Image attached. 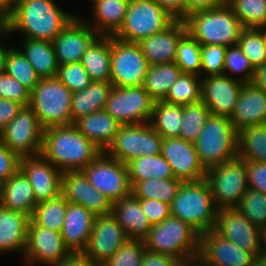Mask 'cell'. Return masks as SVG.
I'll list each match as a JSON object with an SVG mask.
<instances>
[{"label":"cell","mask_w":266,"mask_h":266,"mask_svg":"<svg viewBox=\"0 0 266 266\" xmlns=\"http://www.w3.org/2000/svg\"><path fill=\"white\" fill-rule=\"evenodd\" d=\"M73 17L53 0H17L4 28L8 33L23 32L26 39L52 42Z\"/></svg>","instance_id":"cell-1"},{"label":"cell","mask_w":266,"mask_h":266,"mask_svg":"<svg viewBox=\"0 0 266 266\" xmlns=\"http://www.w3.org/2000/svg\"><path fill=\"white\" fill-rule=\"evenodd\" d=\"M101 153L74 125L44 129L40 154L62 172L82 171Z\"/></svg>","instance_id":"cell-2"},{"label":"cell","mask_w":266,"mask_h":266,"mask_svg":"<svg viewBox=\"0 0 266 266\" xmlns=\"http://www.w3.org/2000/svg\"><path fill=\"white\" fill-rule=\"evenodd\" d=\"M184 22L187 32L201 45H235L244 29L227 3L192 12Z\"/></svg>","instance_id":"cell-3"},{"label":"cell","mask_w":266,"mask_h":266,"mask_svg":"<svg viewBox=\"0 0 266 266\" xmlns=\"http://www.w3.org/2000/svg\"><path fill=\"white\" fill-rule=\"evenodd\" d=\"M170 208L171 216L191 225L200 234L214 229L218 209L205 179L182 182Z\"/></svg>","instance_id":"cell-4"},{"label":"cell","mask_w":266,"mask_h":266,"mask_svg":"<svg viewBox=\"0 0 266 266\" xmlns=\"http://www.w3.org/2000/svg\"><path fill=\"white\" fill-rule=\"evenodd\" d=\"M143 241L146 250L172 256L180 262H188L199 255L200 233L173 216L152 225Z\"/></svg>","instance_id":"cell-5"},{"label":"cell","mask_w":266,"mask_h":266,"mask_svg":"<svg viewBox=\"0 0 266 266\" xmlns=\"http://www.w3.org/2000/svg\"><path fill=\"white\" fill-rule=\"evenodd\" d=\"M237 130L227 116L209 115L194 142L201 165L207 171L238 158Z\"/></svg>","instance_id":"cell-6"},{"label":"cell","mask_w":266,"mask_h":266,"mask_svg":"<svg viewBox=\"0 0 266 266\" xmlns=\"http://www.w3.org/2000/svg\"><path fill=\"white\" fill-rule=\"evenodd\" d=\"M72 92L57 78H40L30 93V104L41 126L73 125Z\"/></svg>","instance_id":"cell-7"},{"label":"cell","mask_w":266,"mask_h":266,"mask_svg":"<svg viewBox=\"0 0 266 266\" xmlns=\"http://www.w3.org/2000/svg\"><path fill=\"white\" fill-rule=\"evenodd\" d=\"M175 20L154 0H130L123 24L113 36L139 43L143 38L165 30Z\"/></svg>","instance_id":"cell-8"},{"label":"cell","mask_w":266,"mask_h":266,"mask_svg":"<svg viewBox=\"0 0 266 266\" xmlns=\"http://www.w3.org/2000/svg\"><path fill=\"white\" fill-rule=\"evenodd\" d=\"M205 180L218 210L235 208L249 189L245 161L239 158L208 169Z\"/></svg>","instance_id":"cell-9"},{"label":"cell","mask_w":266,"mask_h":266,"mask_svg":"<svg viewBox=\"0 0 266 266\" xmlns=\"http://www.w3.org/2000/svg\"><path fill=\"white\" fill-rule=\"evenodd\" d=\"M163 137L151 124L122 125L105 153L126 164L132 159L161 154Z\"/></svg>","instance_id":"cell-10"},{"label":"cell","mask_w":266,"mask_h":266,"mask_svg":"<svg viewBox=\"0 0 266 266\" xmlns=\"http://www.w3.org/2000/svg\"><path fill=\"white\" fill-rule=\"evenodd\" d=\"M149 68L141 46L111 36V76L113 87H134L144 84Z\"/></svg>","instance_id":"cell-11"},{"label":"cell","mask_w":266,"mask_h":266,"mask_svg":"<svg viewBox=\"0 0 266 266\" xmlns=\"http://www.w3.org/2000/svg\"><path fill=\"white\" fill-rule=\"evenodd\" d=\"M44 128L32 108L23 106L18 115L0 131V141L20 158L41 153Z\"/></svg>","instance_id":"cell-12"},{"label":"cell","mask_w":266,"mask_h":266,"mask_svg":"<svg viewBox=\"0 0 266 266\" xmlns=\"http://www.w3.org/2000/svg\"><path fill=\"white\" fill-rule=\"evenodd\" d=\"M155 100L143 85L113 87L105 110L122 125L150 122Z\"/></svg>","instance_id":"cell-13"},{"label":"cell","mask_w":266,"mask_h":266,"mask_svg":"<svg viewBox=\"0 0 266 266\" xmlns=\"http://www.w3.org/2000/svg\"><path fill=\"white\" fill-rule=\"evenodd\" d=\"M82 172L99 192L115 202L131 194L127 165L102 152Z\"/></svg>","instance_id":"cell-14"},{"label":"cell","mask_w":266,"mask_h":266,"mask_svg":"<svg viewBox=\"0 0 266 266\" xmlns=\"http://www.w3.org/2000/svg\"><path fill=\"white\" fill-rule=\"evenodd\" d=\"M213 230L240 249L261 256V229L236 208L219 209Z\"/></svg>","instance_id":"cell-15"},{"label":"cell","mask_w":266,"mask_h":266,"mask_svg":"<svg viewBox=\"0 0 266 266\" xmlns=\"http://www.w3.org/2000/svg\"><path fill=\"white\" fill-rule=\"evenodd\" d=\"M72 253L65 246L61 232L37 226L31 219L28 225L27 244L23 258L31 264L54 266Z\"/></svg>","instance_id":"cell-16"},{"label":"cell","mask_w":266,"mask_h":266,"mask_svg":"<svg viewBox=\"0 0 266 266\" xmlns=\"http://www.w3.org/2000/svg\"><path fill=\"white\" fill-rule=\"evenodd\" d=\"M127 239L126 233L112 213L97 215L87 247L82 254L95 263L103 264Z\"/></svg>","instance_id":"cell-17"},{"label":"cell","mask_w":266,"mask_h":266,"mask_svg":"<svg viewBox=\"0 0 266 266\" xmlns=\"http://www.w3.org/2000/svg\"><path fill=\"white\" fill-rule=\"evenodd\" d=\"M98 36L86 19L75 15L52 41L58 66L80 62L89 45Z\"/></svg>","instance_id":"cell-18"},{"label":"cell","mask_w":266,"mask_h":266,"mask_svg":"<svg viewBox=\"0 0 266 266\" xmlns=\"http://www.w3.org/2000/svg\"><path fill=\"white\" fill-rule=\"evenodd\" d=\"M201 101L211 115L231 117L245 83L232 75H212L202 79Z\"/></svg>","instance_id":"cell-19"},{"label":"cell","mask_w":266,"mask_h":266,"mask_svg":"<svg viewBox=\"0 0 266 266\" xmlns=\"http://www.w3.org/2000/svg\"><path fill=\"white\" fill-rule=\"evenodd\" d=\"M161 155L170 164L176 179L182 182L205 179L207 171L200 163L194 143L179 137L163 138Z\"/></svg>","instance_id":"cell-20"},{"label":"cell","mask_w":266,"mask_h":266,"mask_svg":"<svg viewBox=\"0 0 266 266\" xmlns=\"http://www.w3.org/2000/svg\"><path fill=\"white\" fill-rule=\"evenodd\" d=\"M20 170L34 190L36 203L54 199L61 194L63 172L41 154L21 157Z\"/></svg>","instance_id":"cell-21"},{"label":"cell","mask_w":266,"mask_h":266,"mask_svg":"<svg viewBox=\"0 0 266 266\" xmlns=\"http://www.w3.org/2000/svg\"><path fill=\"white\" fill-rule=\"evenodd\" d=\"M61 194L69 203L81 205L95 216L112 213L111 200L94 188L82 171L62 173Z\"/></svg>","instance_id":"cell-22"},{"label":"cell","mask_w":266,"mask_h":266,"mask_svg":"<svg viewBox=\"0 0 266 266\" xmlns=\"http://www.w3.org/2000/svg\"><path fill=\"white\" fill-rule=\"evenodd\" d=\"M198 256L211 266H250L256 258L252 253L240 249L214 230L200 234Z\"/></svg>","instance_id":"cell-23"},{"label":"cell","mask_w":266,"mask_h":266,"mask_svg":"<svg viewBox=\"0 0 266 266\" xmlns=\"http://www.w3.org/2000/svg\"><path fill=\"white\" fill-rule=\"evenodd\" d=\"M186 33L187 27L184 20H175L165 30L143 38L138 44L149 66L174 63L178 43Z\"/></svg>","instance_id":"cell-24"},{"label":"cell","mask_w":266,"mask_h":266,"mask_svg":"<svg viewBox=\"0 0 266 266\" xmlns=\"http://www.w3.org/2000/svg\"><path fill=\"white\" fill-rule=\"evenodd\" d=\"M95 215L81 205L68 203L61 235L73 254H82L93 229Z\"/></svg>","instance_id":"cell-25"},{"label":"cell","mask_w":266,"mask_h":266,"mask_svg":"<svg viewBox=\"0 0 266 266\" xmlns=\"http://www.w3.org/2000/svg\"><path fill=\"white\" fill-rule=\"evenodd\" d=\"M234 128L266 124V92L245 83L230 117Z\"/></svg>","instance_id":"cell-26"},{"label":"cell","mask_w":266,"mask_h":266,"mask_svg":"<svg viewBox=\"0 0 266 266\" xmlns=\"http://www.w3.org/2000/svg\"><path fill=\"white\" fill-rule=\"evenodd\" d=\"M89 141L105 152L113 143L122 124L105 109L92 112L76 120L73 124Z\"/></svg>","instance_id":"cell-27"},{"label":"cell","mask_w":266,"mask_h":266,"mask_svg":"<svg viewBox=\"0 0 266 266\" xmlns=\"http://www.w3.org/2000/svg\"><path fill=\"white\" fill-rule=\"evenodd\" d=\"M0 205L31 218L37 205L35 194L29 180L20 169L0 185Z\"/></svg>","instance_id":"cell-28"},{"label":"cell","mask_w":266,"mask_h":266,"mask_svg":"<svg viewBox=\"0 0 266 266\" xmlns=\"http://www.w3.org/2000/svg\"><path fill=\"white\" fill-rule=\"evenodd\" d=\"M112 214L128 239L144 240L148 236L152 225L142 211L140 199H137L132 193L113 202Z\"/></svg>","instance_id":"cell-29"},{"label":"cell","mask_w":266,"mask_h":266,"mask_svg":"<svg viewBox=\"0 0 266 266\" xmlns=\"http://www.w3.org/2000/svg\"><path fill=\"white\" fill-rule=\"evenodd\" d=\"M29 221L28 215L10 211L0 205V254L11 251L24 254Z\"/></svg>","instance_id":"cell-30"},{"label":"cell","mask_w":266,"mask_h":266,"mask_svg":"<svg viewBox=\"0 0 266 266\" xmlns=\"http://www.w3.org/2000/svg\"><path fill=\"white\" fill-rule=\"evenodd\" d=\"M94 18L87 22L98 35L113 36L122 26L130 0H90ZM94 22V23H93Z\"/></svg>","instance_id":"cell-31"},{"label":"cell","mask_w":266,"mask_h":266,"mask_svg":"<svg viewBox=\"0 0 266 266\" xmlns=\"http://www.w3.org/2000/svg\"><path fill=\"white\" fill-rule=\"evenodd\" d=\"M80 63L92 82H110L111 36L99 35L87 48Z\"/></svg>","instance_id":"cell-32"},{"label":"cell","mask_w":266,"mask_h":266,"mask_svg":"<svg viewBox=\"0 0 266 266\" xmlns=\"http://www.w3.org/2000/svg\"><path fill=\"white\" fill-rule=\"evenodd\" d=\"M112 88L111 82H92L85 89L72 92V122L92 112L104 110Z\"/></svg>","instance_id":"cell-33"},{"label":"cell","mask_w":266,"mask_h":266,"mask_svg":"<svg viewBox=\"0 0 266 266\" xmlns=\"http://www.w3.org/2000/svg\"><path fill=\"white\" fill-rule=\"evenodd\" d=\"M22 54L34 67L40 78H54L58 72V63L52 42L46 40L23 39Z\"/></svg>","instance_id":"cell-34"},{"label":"cell","mask_w":266,"mask_h":266,"mask_svg":"<svg viewBox=\"0 0 266 266\" xmlns=\"http://www.w3.org/2000/svg\"><path fill=\"white\" fill-rule=\"evenodd\" d=\"M126 165L131 187L138 181L175 178L170 164L161 154L138 157Z\"/></svg>","instance_id":"cell-35"},{"label":"cell","mask_w":266,"mask_h":266,"mask_svg":"<svg viewBox=\"0 0 266 266\" xmlns=\"http://www.w3.org/2000/svg\"><path fill=\"white\" fill-rule=\"evenodd\" d=\"M183 122V105L156 101L150 124L163 138L179 137Z\"/></svg>","instance_id":"cell-36"},{"label":"cell","mask_w":266,"mask_h":266,"mask_svg":"<svg viewBox=\"0 0 266 266\" xmlns=\"http://www.w3.org/2000/svg\"><path fill=\"white\" fill-rule=\"evenodd\" d=\"M181 73L175 63L149 66L143 87L155 101H163Z\"/></svg>","instance_id":"cell-37"},{"label":"cell","mask_w":266,"mask_h":266,"mask_svg":"<svg viewBox=\"0 0 266 266\" xmlns=\"http://www.w3.org/2000/svg\"><path fill=\"white\" fill-rule=\"evenodd\" d=\"M238 158L266 163V124L237 131Z\"/></svg>","instance_id":"cell-38"},{"label":"cell","mask_w":266,"mask_h":266,"mask_svg":"<svg viewBox=\"0 0 266 266\" xmlns=\"http://www.w3.org/2000/svg\"><path fill=\"white\" fill-rule=\"evenodd\" d=\"M181 183L182 181L176 178L143 180L131 187V193L137 199H157L171 204Z\"/></svg>","instance_id":"cell-39"},{"label":"cell","mask_w":266,"mask_h":266,"mask_svg":"<svg viewBox=\"0 0 266 266\" xmlns=\"http://www.w3.org/2000/svg\"><path fill=\"white\" fill-rule=\"evenodd\" d=\"M68 203L62 194L54 199L39 202L30 219L37 226L61 232Z\"/></svg>","instance_id":"cell-40"},{"label":"cell","mask_w":266,"mask_h":266,"mask_svg":"<svg viewBox=\"0 0 266 266\" xmlns=\"http://www.w3.org/2000/svg\"><path fill=\"white\" fill-rule=\"evenodd\" d=\"M202 77L181 73L172 84L168 95L163 100L169 104L186 105L201 101Z\"/></svg>","instance_id":"cell-41"},{"label":"cell","mask_w":266,"mask_h":266,"mask_svg":"<svg viewBox=\"0 0 266 266\" xmlns=\"http://www.w3.org/2000/svg\"><path fill=\"white\" fill-rule=\"evenodd\" d=\"M244 28L266 29V0H227Z\"/></svg>","instance_id":"cell-42"},{"label":"cell","mask_w":266,"mask_h":266,"mask_svg":"<svg viewBox=\"0 0 266 266\" xmlns=\"http://www.w3.org/2000/svg\"><path fill=\"white\" fill-rule=\"evenodd\" d=\"M4 72L15 78L30 92L40 80V77L36 74L34 67L27 58L19 49L12 48V46L7 53Z\"/></svg>","instance_id":"cell-43"},{"label":"cell","mask_w":266,"mask_h":266,"mask_svg":"<svg viewBox=\"0 0 266 266\" xmlns=\"http://www.w3.org/2000/svg\"><path fill=\"white\" fill-rule=\"evenodd\" d=\"M237 44L254 68L266 63V29L244 28Z\"/></svg>","instance_id":"cell-44"},{"label":"cell","mask_w":266,"mask_h":266,"mask_svg":"<svg viewBox=\"0 0 266 266\" xmlns=\"http://www.w3.org/2000/svg\"><path fill=\"white\" fill-rule=\"evenodd\" d=\"M174 63L182 73H191L201 77V44L188 32L178 43Z\"/></svg>","instance_id":"cell-45"},{"label":"cell","mask_w":266,"mask_h":266,"mask_svg":"<svg viewBox=\"0 0 266 266\" xmlns=\"http://www.w3.org/2000/svg\"><path fill=\"white\" fill-rule=\"evenodd\" d=\"M209 115L210 111L202 101L183 105V122L179 138L194 143Z\"/></svg>","instance_id":"cell-46"},{"label":"cell","mask_w":266,"mask_h":266,"mask_svg":"<svg viewBox=\"0 0 266 266\" xmlns=\"http://www.w3.org/2000/svg\"><path fill=\"white\" fill-rule=\"evenodd\" d=\"M235 208L253 225L260 229L266 226V195L264 193L248 189Z\"/></svg>","instance_id":"cell-47"},{"label":"cell","mask_w":266,"mask_h":266,"mask_svg":"<svg viewBox=\"0 0 266 266\" xmlns=\"http://www.w3.org/2000/svg\"><path fill=\"white\" fill-rule=\"evenodd\" d=\"M145 251L143 240L127 239L102 266H141Z\"/></svg>","instance_id":"cell-48"},{"label":"cell","mask_w":266,"mask_h":266,"mask_svg":"<svg viewBox=\"0 0 266 266\" xmlns=\"http://www.w3.org/2000/svg\"><path fill=\"white\" fill-rule=\"evenodd\" d=\"M254 69L238 44L227 47L224 61V75L227 74L226 71H229L237 74L238 77L236 79L238 81L250 83Z\"/></svg>","instance_id":"cell-49"},{"label":"cell","mask_w":266,"mask_h":266,"mask_svg":"<svg viewBox=\"0 0 266 266\" xmlns=\"http://www.w3.org/2000/svg\"><path fill=\"white\" fill-rule=\"evenodd\" d=\"M56 77L71 92L83 90L92 83L89 74L80 62L58 66Z\"/></svg>","instance_id":"cell-50"},{"label":"cell","mask_w":266,"mask_h":266,"mask_svg":"<svg viewBox=\"0 0 266 266\" xmlns=\"http://www.w3.org/2000/svg\"><path fill=\"white\" fill-rule=\"evenodd\" d=\"M226 51L222 45H201V77L224 74Z\"/></svg>","instance_id":"cell-51"},{"label":"cell","mask_w":266,"mask_h":266,"mask_svg":"<svg viewBox=\"0 0 266 266\" xmlns=\"http://www.w3.org/2000/svg\"><path fill=\"white\" fill-rule=\"evenodd\" d=\"M30 91L5 72L0 74V98L16 101L23 106L30 104Z\"/></svg>","instance_id":"cell-52"},{"label":"cell","mask_w":266,"mask_h":266,"mask_svg":"<svg viewBox=\"0 0 266 266\" xmlns=\"http://www.w3.org/2000/svg\"><path fill=\"white\" fill-rule=\"evenodd\" d=\"M248 188L266 195V163L244 160Z\"/></svg>","instance_id":"cell-53"},{"label":"cell","mask_w":266,"mask_h":266,"mask_svg":"<svg viewBox=\"0 0 266 266\" xmlns=\"http://www.w3.org/2000/svg\"><path fill=\"white\" fill-rule=\"evenodd\" d=\"M140 205L151 225H157L171 216L170 204L157 199H140Z\"/></svg>","instance_id":"cell-54"},{"label":"cell","mask_w":266,"mask_h":266,"mask_svg":"<svg viewBox=\"0 0 266 266\" xmlns=\"http://www.w3.org/2000/svg\"><path fill=\"white\" fill-rule=\"evenodd\" d=\"M20 169V157L0 141V185Z\"/></svg>","instance_id":"cell-55"},{"label":"cell","mask_w":266,"mask_h":266,"mask_svg":"<svg viewBox=\"0 0 266 266\" xmlns=\"http://www.w3.org/2000/svg\"><path fill=\"white\" fill-rule=\"evenodd\" d=\"M22 107L16 101L0 98V131L18 115Z\"/></svg>","instance_id":"cell-56"},{"label":"cell","mask_w":266,"mask_h":266,"mask_svg":"<svg viewBox=\"0 0 266 266\" xmlns=\"http://www.w3.org/2000/svg\"><path fill=\"white\" fill-rule=\"evenodd\" d=\"M180 263L172 256L146 250L141 266H178Z\"/></svg>","instance_id":"cell-57"},{"label":"cell","mask_w":266,"mask_h":266,"mask_svg":"<svg viewBox=\"0 0 266 266\" xmlns=\"http://www.w3.org/2000/svg\"><path fill=\"white\" fill-rule=\"evenodd\" d=\"M162 9L167 11L174 19L186 18L185 0H154Z\"/></svg>","instance_id":"cell-58"},{"label":"cell","mask_w":266,"mask_h":266,"mask_svg":"<svg viewBox=\"0 0 266 266\" xmlns=\"http://www.w3.org/2000/svg\"><path fill=\"white\" fill-rule=\"evenodd\" d=\"M226 2L227 0H185L186 17L192 12L216 8Z\"/></svg>","instance_id":"cell-59"},{"label":"cell","mask_w":266,"mask_h":266,"mask_svg":"<svg viewBox=\"0 0 266 266\" xmlns=\"http://www.w3.org/2000/svg\"><path fill=\"white\" fill-rule=\"evenodd\" d=\"M54 266H102L91 259L86 258L83 254H71L68 258L55 264Z\"/></svg>","instance_id":"cell-60"},{"label":"cell","mask_w":266,"mask_h":266,"mask_svg":"<svg viewBox=\"0 0 266 266\" xmlns=\"http://www.w3.org/2000/svg\"><path fill=\"white\" fill-rule=\"evenodd\" d=\"M250 84L266 92V63L254 69Z\"/></svg>","instance_id":"cell-61"},{"label":"cell","mask_w":266,"mask_h":266,"mask_svg":"<svg viewBox=\"0 0 266 266\" xmlns=\"http://www.w3.org/2000/svg\"><path fill=\"white\" fill-rule=\"evenodd\" d=\"M17 0H0V18L4 21L13 11Z\"/></svg>","instance_id":"cell-62"},{"label":"cell","mask_w":266,"mask_h":266,"mask_svg":"<svg viewBox=\"0 0 266 266\" xmlns=\"http://www.w3.org/2000/svg\"><path fill=\"white\" fill-rule=\"evenodd\" d=\"M9 35L8 31L3 27L2 29H0V37H2V35ZM10 47H3L0 43V74L4 72L5 70V61H6V57H7V53L9 51Z\"/></svg>","instance_id":"cell-63"},{"label":"cell","mask_w":266,"mask_h":266,"mask_svg":"<svg viewBox=\"0 0 266 266\" xmlns=\"http://www.w3.org/2000/svg\"><path fill=\"white\" fill-rule=\"evenodd\" d=\"M261 257L266 258V226L261 228Z\"/></svg>","instance_id":"cell-64"},{"label":"cell","mask_w":266,"mask_h":266,"mask_svg":"<svg viewBox=\"0 0 266 266\" xmlns=\"http://www.w3.org/2000/svg\"><path fill=\"white\" fill-rule=\"evenodd\" d=\"M188 266H211V265L207 264L199 256H196L188 261Z\"/></svg>","instance_id":"cell-65"},{"label":"cell","mask_w":266,"mask_h":266,"mask_svg":"<svg viewBox=\"0 0 266 266\" xmlns=\"http://www.w3.org/2000/svg\"><path fill=\"white\" fill-rule=\"evenodd\" d=\"M250 266H266V258L265 257H256Z\"/></svg>","instance_id":"cell-66"},{"label":"cell","mask_w":266,"mask_h":266,"mask_svg":"<svg viewBox=\"0 0 266 266\" xmlns=\"http://www.w3.org/2000/svg\"><path fill=\"white\" fill-rule=\"evenodd\" d=\"M4 27V21L0 18V29Z\"/></svg>","instance_id":"cell-67"},{"label":"cell","mask_w":266,"mask_h":266,"mask_svg":"<svg viewBox=\"0 0 266 266\" xmlns=\"http://www.w3.org/2000/svg\"><path fill=\"white\" fill-rule=\"evenodd\" d=\"M178 266H188V262H181Z\"/></svg>","instance_id":"cell-68"}]
</instances>
